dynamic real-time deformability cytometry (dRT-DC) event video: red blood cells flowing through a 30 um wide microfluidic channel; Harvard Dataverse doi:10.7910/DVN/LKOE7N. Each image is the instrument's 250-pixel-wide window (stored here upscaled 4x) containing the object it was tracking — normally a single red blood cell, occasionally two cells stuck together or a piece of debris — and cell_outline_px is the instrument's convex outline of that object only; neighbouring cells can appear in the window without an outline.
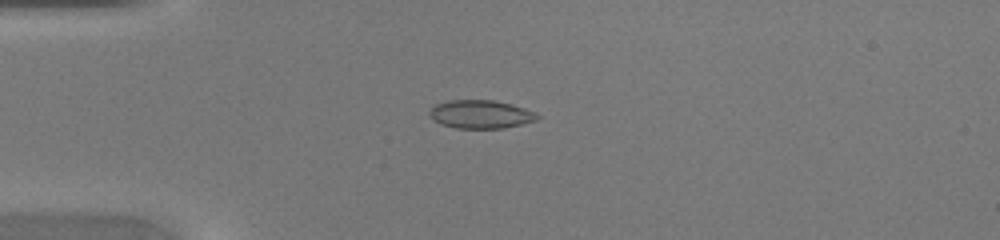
{"species": "common noctule bat (a hibernating species)", "species_latin": "Nyctalus noctula", "temperature_condition": "warm", "stored_images_in_passage": 46, "camera_frame_rate_fps": 3000, "um_per_image_px": 0.085, "animal": {"sex": "female", "body_mass_g": 20.0, "forearm_length_mm": 54.0}, "frame": {"image": 1, "passage_image": 12, "time_ms": 3.667, "image_size_px": [1000, 240], "cell_outline_px": [[540, 116], [536, 120], [504, 128], [456, 128], [440, 124], [432, 120], [428, 116], [428, 112], [436, 104], [448, 100], [492, 100], [512, 104], [536, 112]], "centroid_in_image_um": [40.82, 9.71], "position_along_channel_um": 44.2, "area_um2": 17.86}}
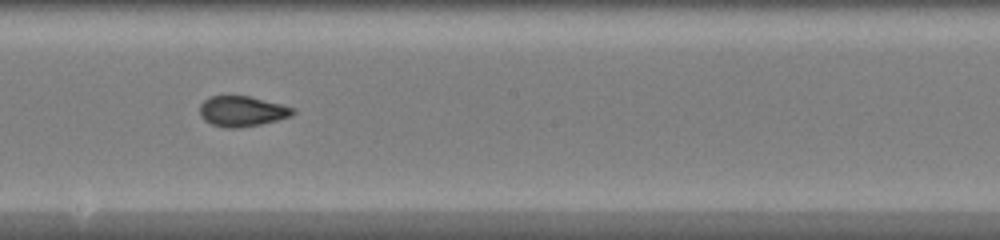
{"frame": {"image": 2, "passage_image": 26, "time_ms": 8.333, "image_size_px": [1000, 240], "cell_outline_px": [[296, 112], [292, 116], [260, 124], [236, 128], [224, 128], [212, 124], [204, 120], [200, 116], [200, 104], [204, 100], [212, 96], [248, 96], [296, 108]], "centroid_in_image_um": [20.57, 9.46], "position_along_channel_um": 227.6, "area_um2": 16.42}}
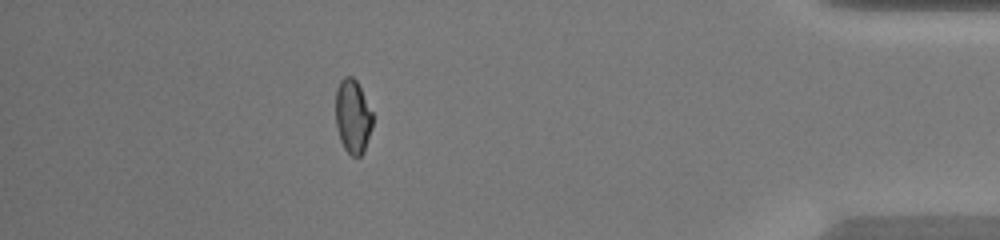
{"frame": {"image": 3, "passage_image": 41, "time_ms": 13.333, "image_size_px": [1000, 240], "cell_outline_px": [[372, 128], [364, 152], [360, 156], [352, 156], [344, 148], [340, 140], [336, 124], [336, 88], [340, 80], [344, 76], [352, 76], [356, 80], [372, 112]], "centroid_in_image_um": [29.98, 9.9], "position_along_channel_um": 405.2, "area_um2": 15.9}}